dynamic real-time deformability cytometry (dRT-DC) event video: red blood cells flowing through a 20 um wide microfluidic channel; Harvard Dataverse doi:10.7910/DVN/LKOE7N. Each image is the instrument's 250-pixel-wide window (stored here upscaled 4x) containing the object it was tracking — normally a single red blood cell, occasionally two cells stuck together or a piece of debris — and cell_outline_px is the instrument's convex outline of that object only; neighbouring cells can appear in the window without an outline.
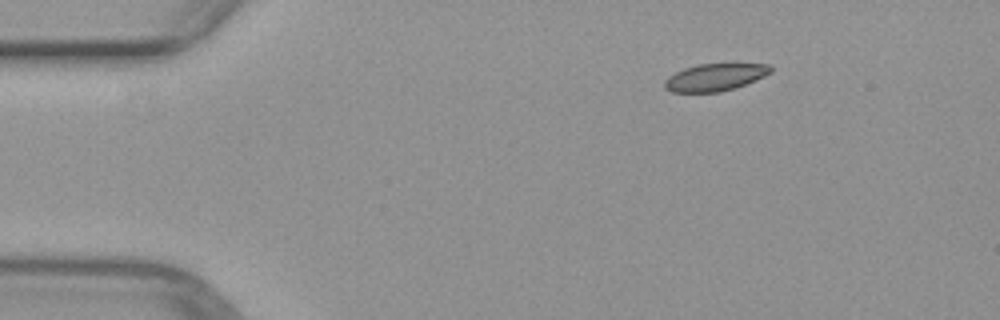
{"species": "common noctule bat (a hibernating species)", "species_latin": "Nyctalus noctula", "temperature_condition": "warm", "stored_images_in_passage": 44, "camera_frame_rate_fps": 3000, "um_per_image_px": 0.085, "animal": {"sex": "female", "body_mass_g": 29.2, "forearm_length_mm": 56.3}, "frame": {"image": 1, "passage_image": 1, "time_ms": 0.0, "image_size_px": [1000, 320], "cell_outline_px": [[772, 72], [764, 76], [744, 84], [720, 92], [672, 92], [664, 88], [664, 80], [668, 76], [684, 68], [700, 64], [768, 64], [772, 68]], "centroid_in_image_um": [60.73, 6.57], "position_along_channel_um": 24.3, "area_um2": 16.65}}
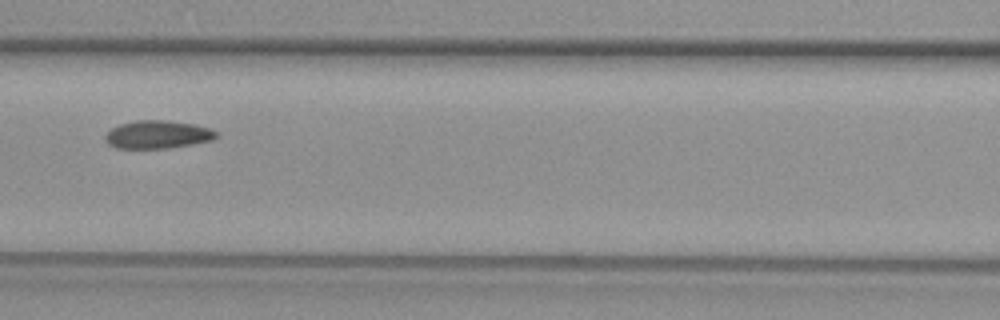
{"frame": {"image": 2, "passage_image": 16, "time_ms": 5.0, "image_size_px": [1000, 320], "cell_outline_px": [[220, 136], [216, 140], [168, 148], [116, 148], [108, 144], [104, 140], [104, 136], [112, 128], [120, 124], [136, 120], [164, 120], [196, 124], [220, 132]], "centroid_in_image_um": [13.45, 11.43], "position_along_channel_um": 153.1, "area_um2": 18.38}}
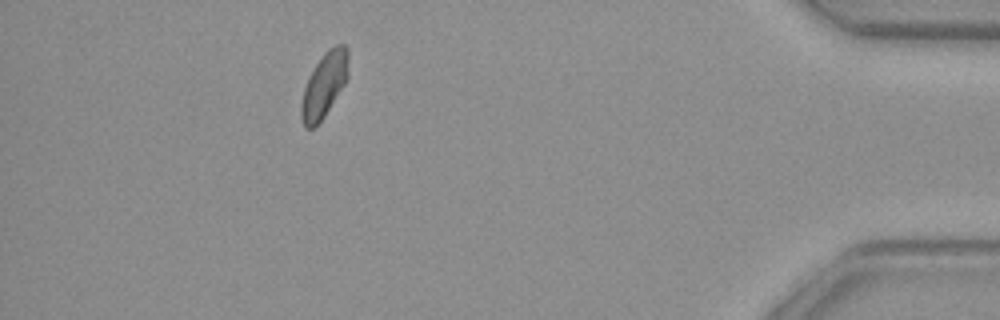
{"frame": {"image": 3, "passage_image": 39, "time_ms": 12.667, "image_size_px": [1000, 320], "cell_outline_px": [[348, 76], [344, 84], [324, 116], [312, 128], [304, 128], [300, 116], [300, 104], [304, 88], [316, 64], [324, 52], [328, 48], [336, 44], [344, 44], [348, 48]], "centroid_in_image_um": [27.55, 7.2], "position_along_channel_um": 407.6, "area_um2": 17.57}}